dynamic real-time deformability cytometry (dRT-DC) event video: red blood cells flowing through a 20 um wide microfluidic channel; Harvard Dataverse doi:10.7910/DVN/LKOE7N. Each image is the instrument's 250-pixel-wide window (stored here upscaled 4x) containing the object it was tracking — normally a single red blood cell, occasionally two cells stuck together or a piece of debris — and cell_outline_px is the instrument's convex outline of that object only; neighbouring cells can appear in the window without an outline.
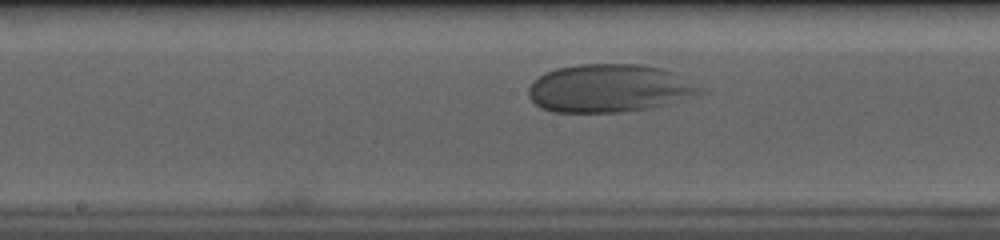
{"species": "human", "species_latin": "Homo sapiens", "temperature_condition": "cold", "stored_images_in_passage": 38, "camera_frame_rate_fps": 3000, "um_per_image_px": 0.085, "donor": {"sex": "male"}, "frame": {"image": 1, "passage_image": 19, "time_ms": 6.0, "image_size_px": [1000, 240], "cell_outline_px": [[708, 92], [668, 104], [648, 108], [620, 112], [552, 112], [540, 108], [528, 96], [528, 88], [532, 80], [544, 72], [556, 68], [580, 64], [644, 64], [664, 68], [708, 88]], "centroid_in_image_um": [51.83, 7.49], "position_along_channel_um": 196.4, "area_um2": 48.84}}
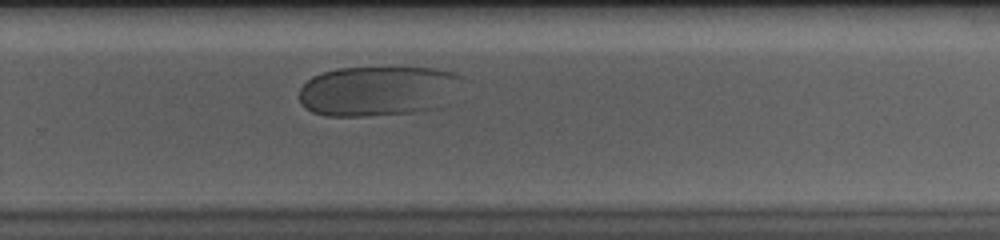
{"frame": {"image": 2, "passage_image": 28, "time_ms": 9.0, "image_size_px": [1000, 240], "cell_outline_px": [[464, 76], [440, 108], [416, 112], [368, 116], [324, 116], [312, 112], [304, 108], [300, 104], [300, 88], [312, 76], [320, 72], [336, 68], [436, 68], [452, 72]], "centroid_in_image_um": [32.06, 7.73], "position_along_channel_um": 297.7, "area_um2": 47.63}}
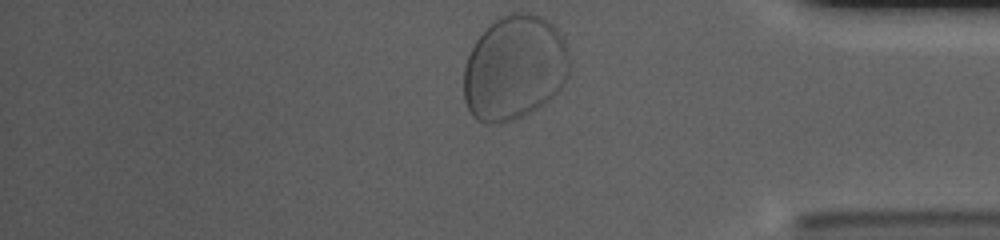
{"frame": {"image": 3, "passage_image": 38, "time_ms": 12.333, "image_size_px": [1000, 240], "cell_outline_px": [[568, 76], [560, 88], [548, 100], [536, 108], [512, 120], [496, 124], [484, 124], [476, 120], [472, 116], [464, 100], [464, 68], [468, 56], [476, 40], [500, 16], [512, 12], [532, 12], [548, 20], [556, 28], [564, 40], [568, 52]], "centroid_in_image_um": [43.71, 5.76], "position_along_channel_um": 391.5, "area_um2": 64.33}}